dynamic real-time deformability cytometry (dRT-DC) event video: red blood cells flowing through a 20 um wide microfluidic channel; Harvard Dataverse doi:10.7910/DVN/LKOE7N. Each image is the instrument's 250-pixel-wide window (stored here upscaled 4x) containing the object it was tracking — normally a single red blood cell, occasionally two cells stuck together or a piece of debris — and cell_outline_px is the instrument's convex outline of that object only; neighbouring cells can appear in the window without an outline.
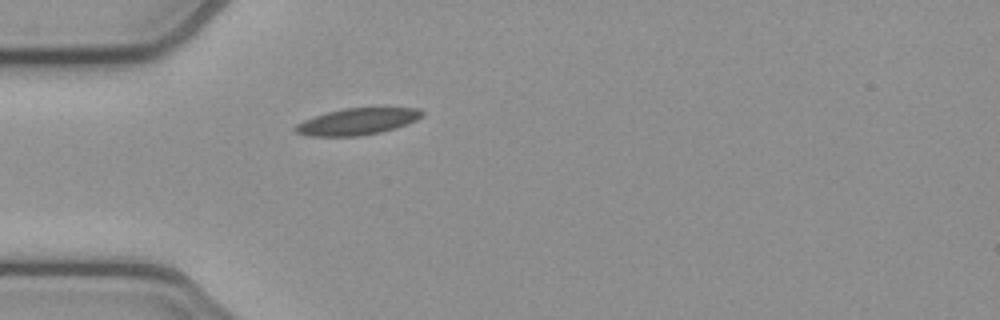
{"species": "common noctule bat (a hibernating species)", "species_latin": "Nyctalus noctula", "temperature_condition": "cold", "stored_images_in_passage": 5, "camera_frame_rate_fps": 3000, "um_per_image_px": 0.085, "animal": {"sex": "female", "body_mass_g": 21.9}, "frame": {"image": 1, "passage_image": 5, "time_ms": 1.333, "image_size_px": [1000, 320], "cell_outline_px": [[424, 116], [408, 124], [396, 128], [380, 132], [360, 136], [308, 136], [296, 132], [292, 128], [296, 124], [304, 120], [328, 112], [344, 108], [420, 108], [424, 112]], "centroid_in_image_um": [30.39, 10.33], "position_along_channel_um": 54.6, "area_um2": 19.65}}